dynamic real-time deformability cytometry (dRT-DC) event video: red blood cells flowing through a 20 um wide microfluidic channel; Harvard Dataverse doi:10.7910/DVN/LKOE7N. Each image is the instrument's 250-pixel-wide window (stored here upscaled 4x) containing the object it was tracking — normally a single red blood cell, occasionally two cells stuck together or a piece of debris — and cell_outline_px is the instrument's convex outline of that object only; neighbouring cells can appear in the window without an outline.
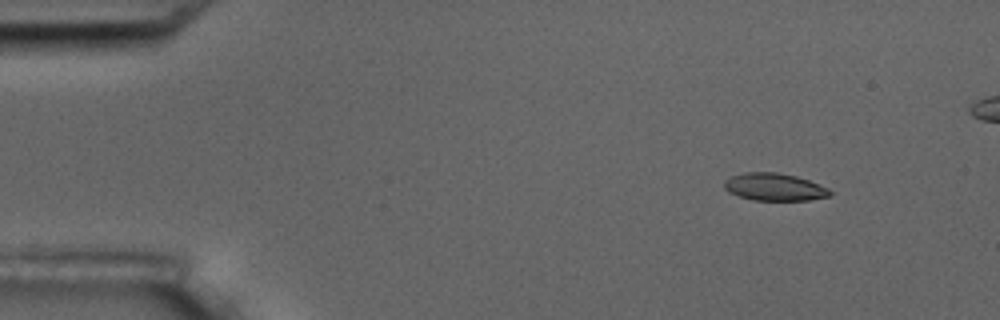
{"species": "common noctule bat (a hibernating species)", "species_latin": "Nyctalus noctula", "temperature_condition": "room temperature", "stored_images_in_passage": 4, "camera_frame_rate_fps": 3000, "um_per_image_px": 0.085, "animal": {"sex": "male", "body_mass_g": 17.5, "forearm_length_mm": 52.3}, "frame": {"image": 1, "passage_image": 2, "time_ms": 1.0, "image_size_px": [1000, 320], "cell_outline_px": [[832, 196], [808, 200], [752, 200], [728, 192], [724, 188], [724, 180], [732, 176], [744, 172], [776, 172], [796, 176], [820, 184], [828, 188], [832, 192]], "centroid_in_image_um": [65.83, 15.89], "position_along_channel_um": 19.2, "area_um2": 16.99}}